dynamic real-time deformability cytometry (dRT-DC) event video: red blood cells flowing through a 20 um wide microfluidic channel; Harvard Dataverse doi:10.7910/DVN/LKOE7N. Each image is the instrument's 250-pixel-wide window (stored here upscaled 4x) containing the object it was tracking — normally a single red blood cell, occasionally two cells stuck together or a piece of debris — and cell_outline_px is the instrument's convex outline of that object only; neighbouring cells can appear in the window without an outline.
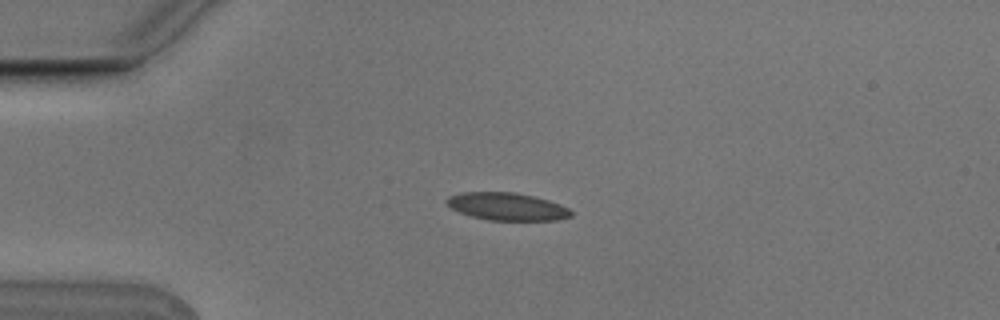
{"species": "Egyptian fruit bat (a non-hibernating species)", "species_latin": "Rousettus aegyptiacus", "temperature_condition": "cold", "stored_images_in_passage": 7, "camera_frame_rate_fps": 3000, "um_per_image_px": 0.085, "animal": {"sex": "male"}, "frame": {"image": 1, "passage_image": 1, "time_ms": 0.0, "image_size_px": [1000, 320], "cell_outline_px": [[572, 216], [556, 220], [488, 220], [472, 216], [460, 212], [452, 208], [444, 200], [448, 196], [460, 192], [512, 192], [532, 196], [548, 200], [560, 204], [568, 208], [572, 212]], "centroid_in_image_um": [43.08, 17.55], "position_along_channel_um": 41.9, "area_um2": 19.88}}
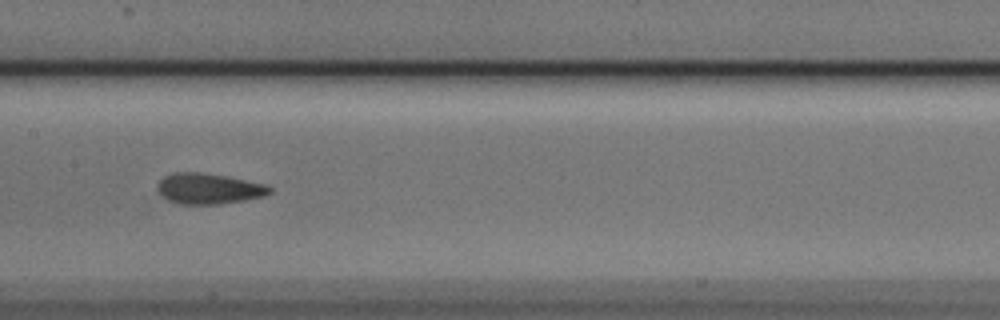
{"frame": {"image": 2, "passage_image": 5, "time_ms": 1.333, "image_size_px": [1000, 320], "cell_outline_px": [[272, 192], [264, 196], [244, 200], [220, 204], [180, 204], [168, 200], [156, 188], [156, 184], [164, 176], [172, 172], [200, 172], [224, 176], [264, 184], [272, 188]], "centroid_in_image_um": [17.71, 16.03], "position_along_channel_um": 189.7, "area_um2": 19.94}}
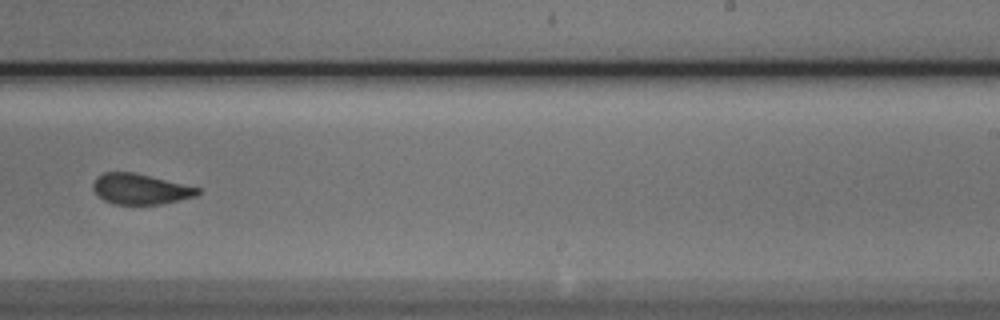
{"frame": {"image": 3, "passage_image": 7, "time_ms": 2.0, "image_size_px": [1000, 320], "cell_outline_px": [[200, 192], [196, 196], [180, 200], [160, 204], [112, 204], [104, 200], [92, 188], [92, 184], [96, 176], [104, 172], [132, 172], [200, 188]], "centroid_in_image_um": [11.9, 16.07], "position_along_channel_um": 277.1, "area_um2": 18.44}}